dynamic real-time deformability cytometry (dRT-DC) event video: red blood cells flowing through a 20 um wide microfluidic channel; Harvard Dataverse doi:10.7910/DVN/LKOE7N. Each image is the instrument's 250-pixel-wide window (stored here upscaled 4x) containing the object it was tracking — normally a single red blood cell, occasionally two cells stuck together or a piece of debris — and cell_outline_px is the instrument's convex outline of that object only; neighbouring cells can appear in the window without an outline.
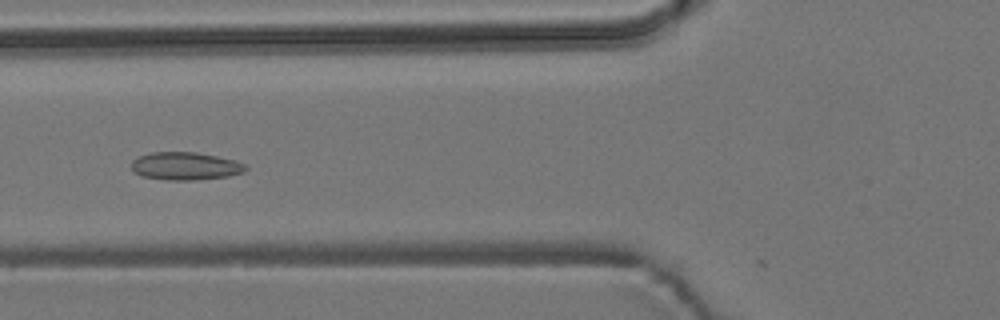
{"species": "common noctule bat (a hibernating species)", "species_latin": "Nyctalus noctula", "temperature_condition": "room temperature", "stored_images_in_passage": 6, "camera_frame_rate_fps": 3000, "um_per_image_px": 0.085, "animal": {"sex": "male", "body_mass_g": 19.2, "forearm_length_mm": 51.8}, "frame": {"image": 1, "passage_image": 4, "time_ms": 3.333, "image_size_px": [1000, 320], "cell_outline_px": [[248, 168], [244, 172], [228, 176], [192, 180], [168, 180], [144, 176], [132, 172], [132, 160], [140, 156], [152, 152], [196, 152], [236, 160], [244, 164]], "centroid_in_image_um": [15.76, 14.11], "position_along_channel_um": 110.0, "area_um2": 18.44}}
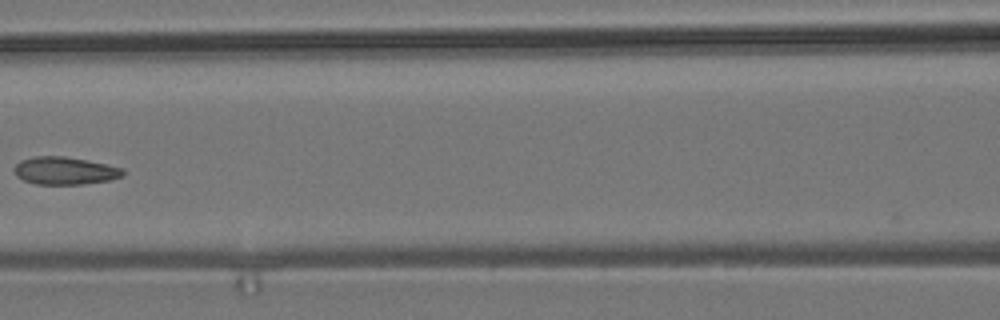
{"frame": {"image": 2, "passage_image": 5, "time_ms": 4.667, "image_size_px": [1000, 320], "cell_outline_px": [[124, 176], [108, 180], [84, 184], [36, 184], [24, 180], [16, 176], [12, 168], [20, 160], [36, 156], [64, 156], [124, 168]], "centroid_in_image_um": [5.48, 14.51], "position_along_channel_um": 161.1, "area_um2": 17.46}}
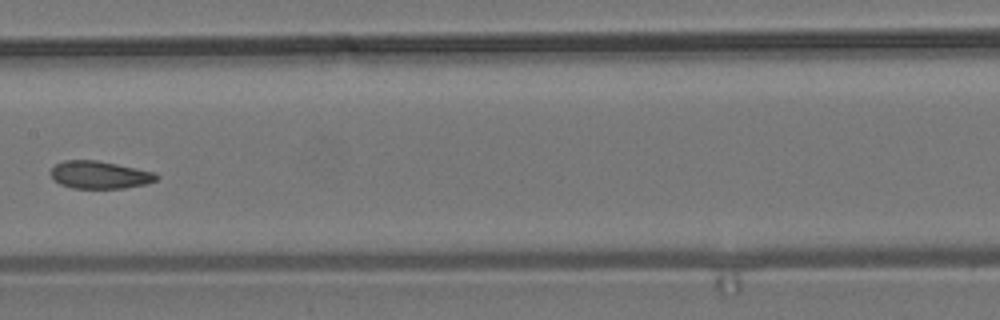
{"frame": {"image": 3, "passage_image": 6, "time_ms": 5.667, "image_size_px": [1000, 320], "cell_outline_px": [[160, 176], [156, 180], [148, 184], [124, 188], [72, 188], [60, 184], [52, 180], [52, 168], [56, 164], [64, 160], [96, 160], [156, 172]], "centroid_in_image_um": [8.5, 14.87], "position_along_channel_um": 198.9, "area_um2": 17.05}}